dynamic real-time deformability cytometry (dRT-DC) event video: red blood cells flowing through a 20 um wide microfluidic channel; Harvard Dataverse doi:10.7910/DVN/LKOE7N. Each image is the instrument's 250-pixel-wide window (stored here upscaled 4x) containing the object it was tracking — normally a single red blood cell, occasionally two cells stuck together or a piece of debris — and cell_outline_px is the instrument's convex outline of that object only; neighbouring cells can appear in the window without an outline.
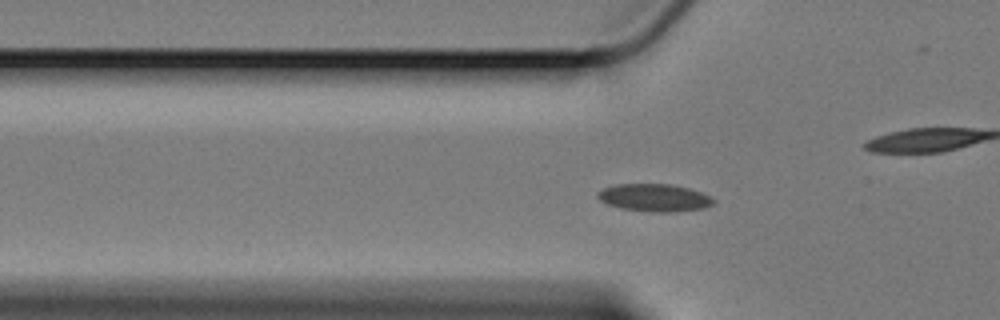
{"species": "Egyptian fruit bat (a non-hibernating species)", "species_latin": "Rousettus aegyptiacus", "temperature_condition": "cold", "stored_images_in_passage": 61, "camera_frame_rate_fps": 3000, "um_per_image_px": 0.085, "animal": {"sex": "female"}, "frame": {"image": 1, "passage_image": 20, "time_ms": 6.333, "image_size_px": [1000, 320], "cell_outline_px": [[716, 200], [712, 204], [704, 208], [676, 212], [648, 212], [620, 208], [608, 204], [600, 200], [596, 196], [596, 192], [604, 188], [616, 184], [668, 184], [688, 188], [700, 192]], "centroid_in_image_um": [55.59, 16.81], "position_along_channel_um": 70.2, "area_um2": 18.61}}
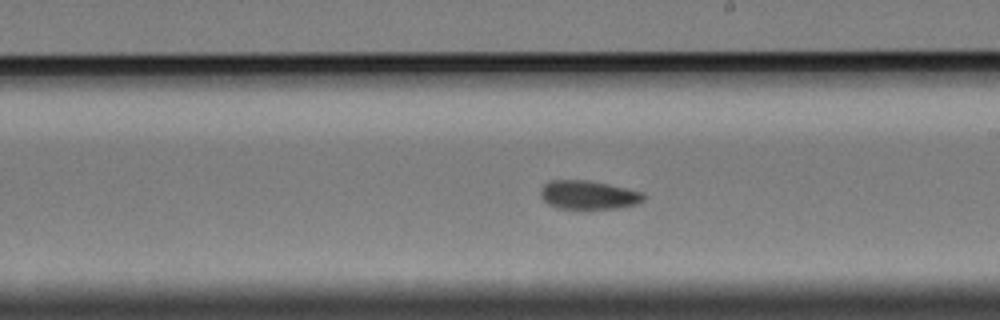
{"frame": {"image": 2, "passage_image": 35, "time_ms": 11.333, "image_size_px": [1000, 320], "cell_outline_px": [[644, 200], [636, 204], [616, 208], [584, 212], [556, 208], [548, 204], [540, 196], [540, 188], [544, 184], [552, 180], [588, 180], [608, 184], [644, 192]], "centroid_in_image_um": [49.98, 16.62], "position_along_channel_um": 239.0, "area_um2": 18.03}}
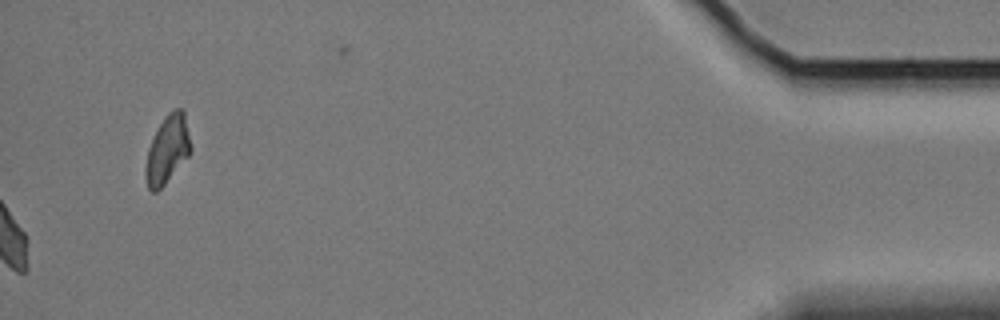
{"frame": {"image": 3, "passage_image": 61, "time_ms": 20.0, "image_size_px": [1000, 320], "cell_outline_px": [[192, 152], [164, 184], [156, 192], [152, 192], [148, 188], [144, 176], [144, 168], [148, 148], [164, 116], [172, 108], [184, 108], [192, 148]], "centroid_in_image_um": [14.24, 12.68], "position_along_channel_um": 421.0, "area_um2": 18.09}, "authors_computed_cell_mechanics": {"area_um2": 17.3978, "velocity_mm_per_s": 3.3715, "shape_relaxation_time_tau1_ms": null, "shape_relaxation_time_tau2_ms": 9.9831, "deformation_change_tau1": null, "deformation_change_tau2": 0.0846}}